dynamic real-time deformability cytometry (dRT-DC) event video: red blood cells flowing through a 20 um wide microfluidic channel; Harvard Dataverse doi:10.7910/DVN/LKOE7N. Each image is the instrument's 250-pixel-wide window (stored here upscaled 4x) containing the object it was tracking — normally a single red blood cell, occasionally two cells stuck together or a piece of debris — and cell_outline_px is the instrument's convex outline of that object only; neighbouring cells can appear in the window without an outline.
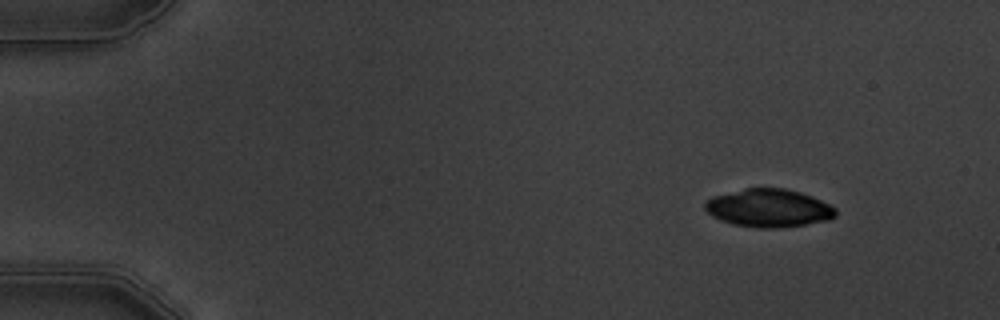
{"species": "common noctule bat (a hibernating species)", "species_latin": "Nyctalus noctula", "temperature_condition": "warm", "stored_images_in_passage": 4, "camera_frame_rate_fps": 3000, "um_per_image_px": 0.085, "animal": {"sex": "male", "body_mass_g": 19.5, "forearm_length_mm": 54.6}, "frame": {"image": 1, "passage_image": 1, "time_ms": 0.0, "image_size_px": [1000, 320], "cell_outline_px": [[836, 216], [828, 220], [804, 224], [772, 228], [756, 228], [732, 224], [720, 220], [712, 216], [704, 208], [704, 204], [712, 196], [744, 188], [784, 188], [800, 192], [812, 196], [836, 208]], "centroid_in_image_um": [65.31, 17.68], "position_along_channel_um": 19.7, "area_um2": 28.9}}